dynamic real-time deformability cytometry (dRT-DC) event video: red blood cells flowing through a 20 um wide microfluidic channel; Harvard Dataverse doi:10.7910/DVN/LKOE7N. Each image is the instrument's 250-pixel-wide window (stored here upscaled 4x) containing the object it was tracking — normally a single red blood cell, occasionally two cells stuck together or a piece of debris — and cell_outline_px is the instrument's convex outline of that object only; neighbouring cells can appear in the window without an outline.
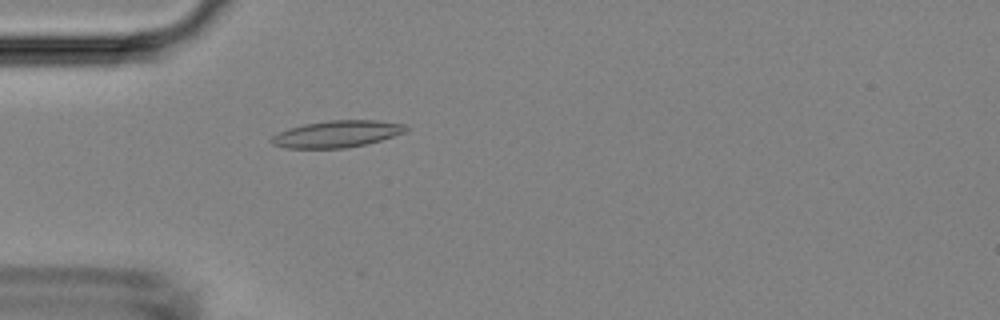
{"species": "Egyptian fruit bat (a non-hibernating species)", "species_latin": "Rousettus aegyptiacus", "temperature_condition": "room temperature", "stored_images_in_passage": 4, "camera_frame_rate_fps": 3000, "um_per_image_px": 0.085, "animal": {"sex": "female"}, "frame": {"image": 1, "passage_image": 4, "time_ms": 3.333, "image_size_px": [1000, 320], "cell_outline_px": [[408, 128], [404, 132], [380, 140], [364, 144], [344, 148], [288, 148], [272, 144], [268, 140], [272, 136], [288, 128], [304, 124], [328, 120], [376, 120], [404, 124]], "centroid_in_image_um": [28.59, 11.38], "position_along_channel_um": 56.4, "area_um2": 20.81}}